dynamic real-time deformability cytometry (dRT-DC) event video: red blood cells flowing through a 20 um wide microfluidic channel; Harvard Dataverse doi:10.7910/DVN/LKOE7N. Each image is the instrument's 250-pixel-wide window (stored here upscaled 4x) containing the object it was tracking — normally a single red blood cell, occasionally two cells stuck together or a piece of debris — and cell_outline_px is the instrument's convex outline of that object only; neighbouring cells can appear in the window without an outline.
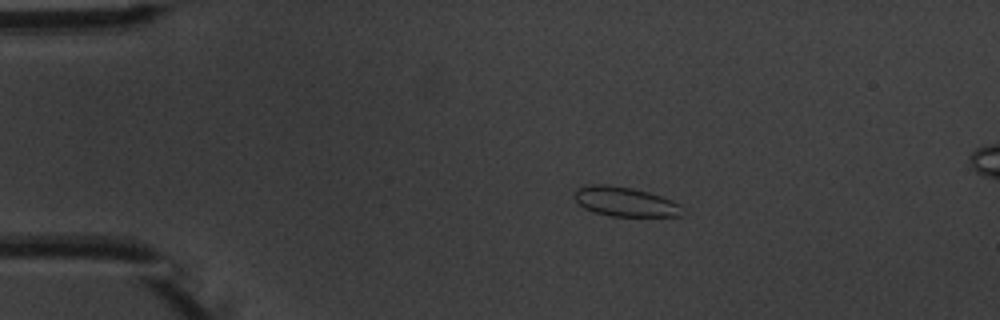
{"species": "common noctule bat (a hibernating species)", "species_latin": "Nyctalus noctula", "temperature_condition": "warm", "stored_images_in_passage": 4, "camera_frame_rate_fps": 3000, "um_per_image_px": 0.085, "animal": {"sex": "male", "body_mass_g": 20.1, "forearm_length_mm": 53.5}, "frame": {"image": 1, "passage_image": 2, "time_ms": 1.0, "image_size_px": [1000, 320], "cell_outline_px": [[680, 216], [608, 216], [584, 208], [576, 200], [576, 188], [588, 184], [608, 184], [632, 188], [648, 192], [660, 196], [680, 204]], "centroid_in_image_um": [53.09, 17.13], "position_along_channel_um": 31.9, "area_um2": 18.26}}